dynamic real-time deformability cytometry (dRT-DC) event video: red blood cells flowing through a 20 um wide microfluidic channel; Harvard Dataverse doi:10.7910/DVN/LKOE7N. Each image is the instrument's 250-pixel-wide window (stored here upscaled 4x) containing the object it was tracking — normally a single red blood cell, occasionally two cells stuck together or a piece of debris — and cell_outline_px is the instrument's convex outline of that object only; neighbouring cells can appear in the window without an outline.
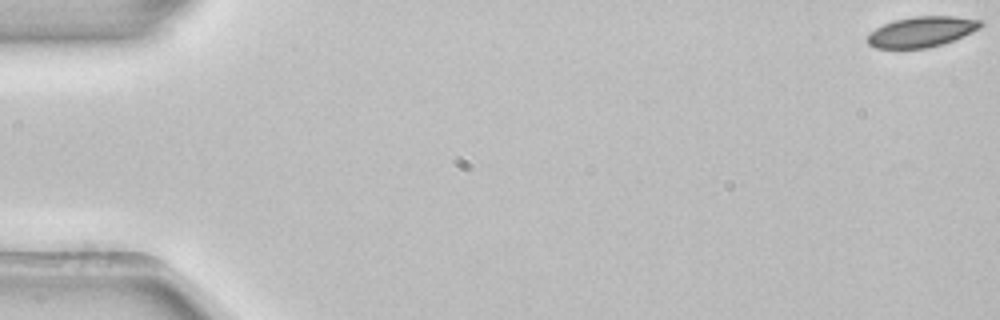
{"species": "common noctule bat (a hibernating species)", "species_latin": "Nyctalus noctula", "temperature_condition": "room temperature", "stored_images_in_passage": 5, "camera_frame_rate_fps": 3000, "um_per_image_px": 0.085, "animal": {"sex": "female", "body_mass_g": 22.7, "forearm_length_mm": 54.2}, "frame": {"image": 1, "passage_image": 1, "time_ms": 0.0, "image_size_px": [1000, 320], "cell_outline_px": [[984, 24], [980, 28], [964, 36], [928, 48], [876, 48], [868, 44], [868, 36], [876, 28], [892, 20], [916, 16], [952, 16], [984, 20]], "centroid_in_image_um": [78.38, 2.69], "position_along_channel_um": 6.6, "area_um2": 20.0}}
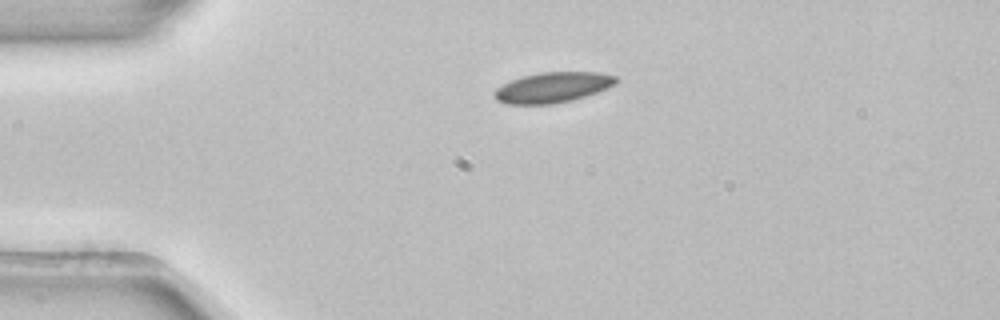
{"frame": {"image": 2, "passage_image": 4, "time_ms": 1.0, "image_size_px": [1000, 320], "cell_outline_px": [[620, 80], [616, 84], [608, 88], [572, 100], [552, 104], [508, 104], [496, 100], [492, 92], [496, 88], [512, 80], [524, 76], [540, 72], [596, 72], [616, 76]], "centroid_in_image_um": [46.99, 7.43], "position_along_channel_um": 38.0, "area_um2": 21.5}}